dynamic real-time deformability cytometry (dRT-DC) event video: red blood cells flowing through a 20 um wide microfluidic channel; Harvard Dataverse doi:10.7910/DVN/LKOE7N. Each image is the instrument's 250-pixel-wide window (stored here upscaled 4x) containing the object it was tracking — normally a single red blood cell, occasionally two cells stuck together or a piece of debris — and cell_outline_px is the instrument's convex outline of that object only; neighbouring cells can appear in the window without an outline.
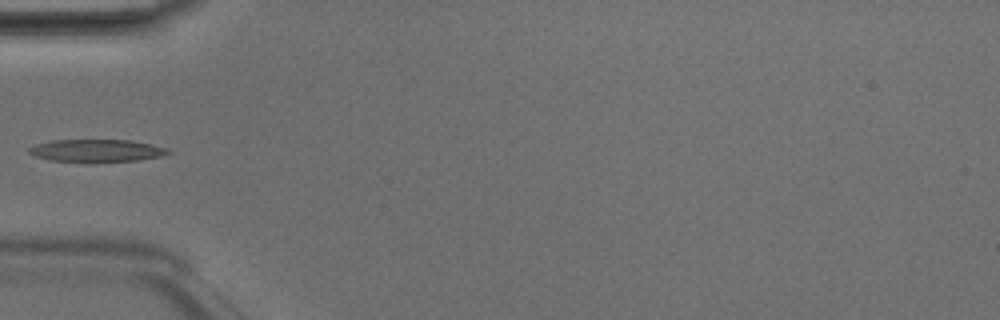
{"species": "Egyptian fruit bat (a non-hibernating species)", "species_latin": "Rousettus aegyptiacus", "temperature_condition": "room temperature", "stored_images_in_passage": 4, "camera_frame_rate_fps": 3000, "um_per_image_px": 0.085, "animal": {"sex": "male"}, "frame": {"image": 1, "passage_image": 4, "time_ms": 1.0, "image_size_px": [1000, 320], "cell_outline_px": [[172, 152], [160, 156], [136, 160], [88, 164], [48, 160], [36, 156], [28, 152], [28, 148], [36, 144], [52, 140], [132, 140], [168, 148]], "centroid_in_image_um": [8.18, 12.83], "position_along_channel_um": 76.8, "area_um2": 18.79}}